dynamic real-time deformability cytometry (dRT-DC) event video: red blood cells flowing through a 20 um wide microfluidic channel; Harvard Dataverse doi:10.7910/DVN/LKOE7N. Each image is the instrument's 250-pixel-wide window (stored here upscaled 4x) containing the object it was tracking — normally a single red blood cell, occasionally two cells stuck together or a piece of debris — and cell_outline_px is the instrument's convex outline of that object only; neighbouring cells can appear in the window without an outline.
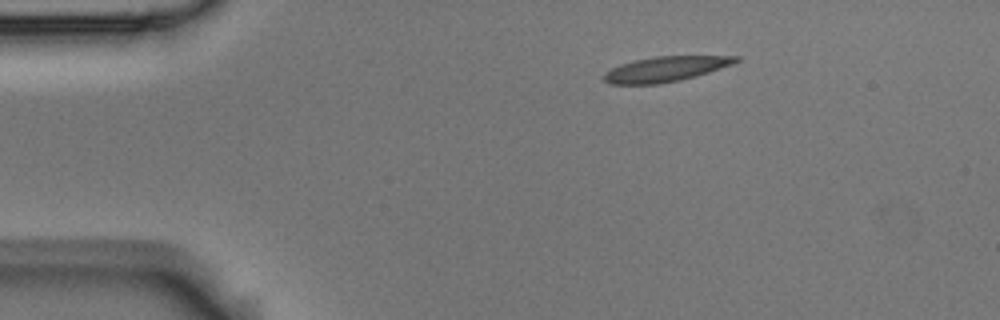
{"species": "Egyptian fruit bat (a non-hibernating species)", "species_latin": "Rousettus aegyptiacus", "temperature_condition": "room temperature", "stored_images_in_passage": 7, "camera_frame_rate_fps": 3000, "um_per_image_px": 0.085, "animal": {"sex": "male"}, "frame": {"image": 1, "passage_image": 1, "time_ms": 0.0, "image_size_px": [1000, 320], "cell_outline_px": [[740, 60], [732, 64], [696, 76], [680, 80], [660, 84], [608, 84], [604, 80], [604, 76], [612, 68], [620, 64], [632, 60], [656, 56], [740, 56]], "centroid_in_image_um": [56.57, 5.87], "position_along_channel_um": 28.4, "area_um2": 19.19}}
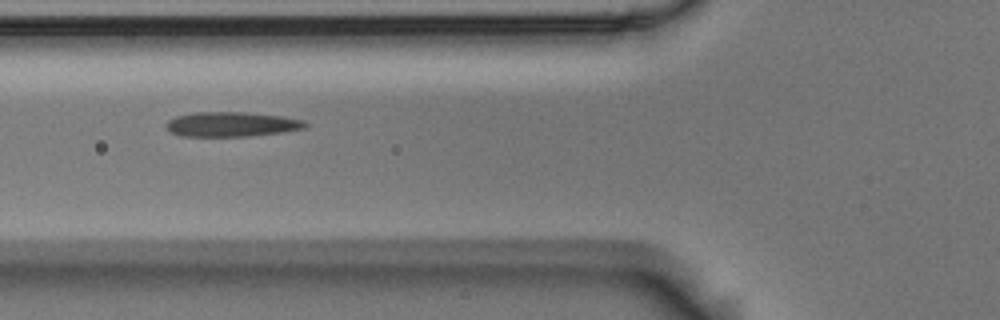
{"frame": {"image": 2, "passage_image": 4, "time_ms": 1.0, "image_size_px": [1000, 320], "cell_outline_px": [[308, 124], [304, 128], [284, 132], [248, 136], [180, 136], [172, 132], [164, 124], [168, 120], [176, 116], [196, 112], [244, 112], [280, 116], [304, 120]], "centroid_in_image_um": [19.68, 10.56], "position_along_channel_um": 106.1, "area_um2": 19.94}}
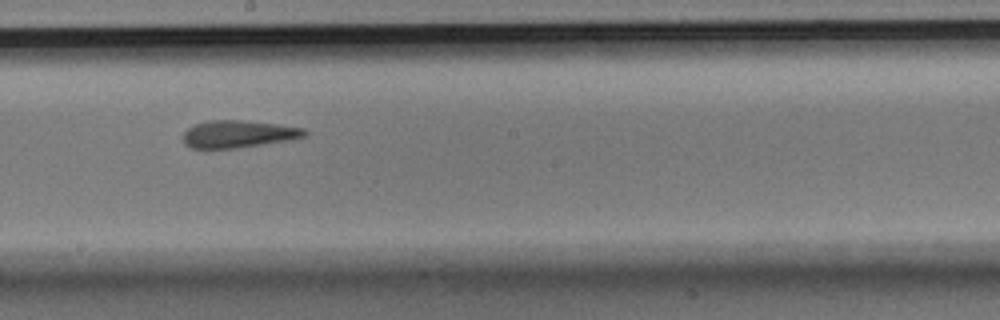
{"frame": {"image": 3, "passage_image": 7, "time_ms": 2.0, "image_size_px": [1000, 320], "cell_outline_px": [[308, 132], [304, 136], [288, 140], [236, 148], [192, 148], [184, 144], [184, 132], [188, 128], [196, 124], [208, 120], [244, 120], [276, 124], [304, 128]], "centroid_in_image_um": [20.24, 11.38], "position_along_channel_um": 228.0, "area_um2": 19.13}}